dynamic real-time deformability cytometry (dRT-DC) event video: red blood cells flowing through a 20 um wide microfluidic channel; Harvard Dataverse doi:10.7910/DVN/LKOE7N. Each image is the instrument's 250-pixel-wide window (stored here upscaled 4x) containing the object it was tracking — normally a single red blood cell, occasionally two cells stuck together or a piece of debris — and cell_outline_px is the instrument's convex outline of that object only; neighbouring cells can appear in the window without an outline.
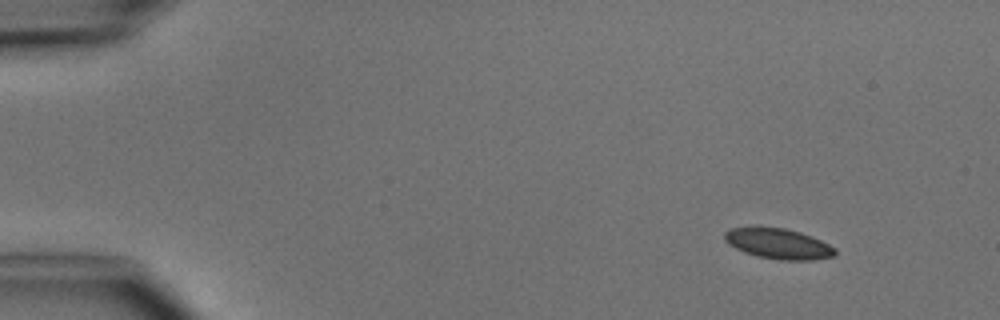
{"species": "common noctule bat (a hibernating species)", "species_latin": "Nyctalus noctula", "temperature_condition": "cold", "stored_images_in_passage": 4, "camera_frame_rate_fps": 3000, "um_per_image_px": 0.085, "animal": {"sex": "male", "body_mass_g": 15.6}, "frame": {"image": 1, "passage_image": 1, "time_ms": 0.0, "image_size_px": [1000, 320], "cell_outline_px": [[836, 256], [812, 260], [780, 260], [756, 256], [744, 252], [728, 244], [724, 240], [724, 232], [728, 228], [752, 224], [760, 224], [784, 228], [800, 232], [812, 236], [836, 248]], "centroid_in_image_um": [66.08, 20.66], "position_along_channel_um": 18.9, "area_um2": 20.46}}
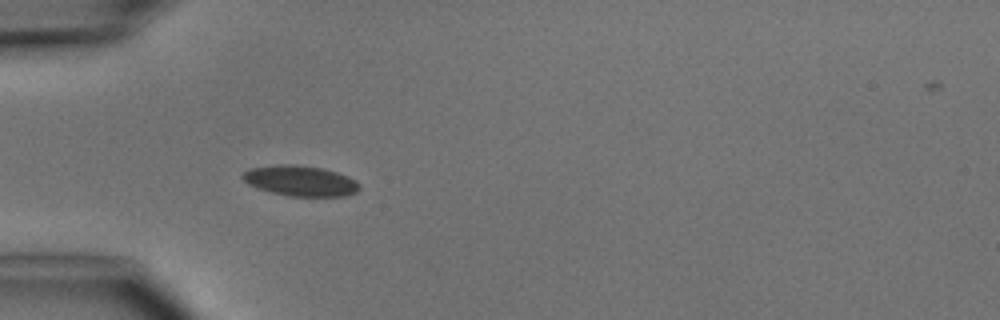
{"frame": {"image": 2, "passage_image": 4, "time_ms": 3.333, "image_size_px": [1000, 320], "cell_outline_px": [[360, 188], [356, 192], [344, 196], [288, 196], [256, 188], [248, 184], [240, 176], [248, 168], [280, 164], [292, 164], [320, 168], [336, 172], [348, 176], [356, 180], [360, 184]], "centroid_in_image_um": [25.51, 15.37], "position_along_channel_um": 59.5, "area_um2": 20.75}}